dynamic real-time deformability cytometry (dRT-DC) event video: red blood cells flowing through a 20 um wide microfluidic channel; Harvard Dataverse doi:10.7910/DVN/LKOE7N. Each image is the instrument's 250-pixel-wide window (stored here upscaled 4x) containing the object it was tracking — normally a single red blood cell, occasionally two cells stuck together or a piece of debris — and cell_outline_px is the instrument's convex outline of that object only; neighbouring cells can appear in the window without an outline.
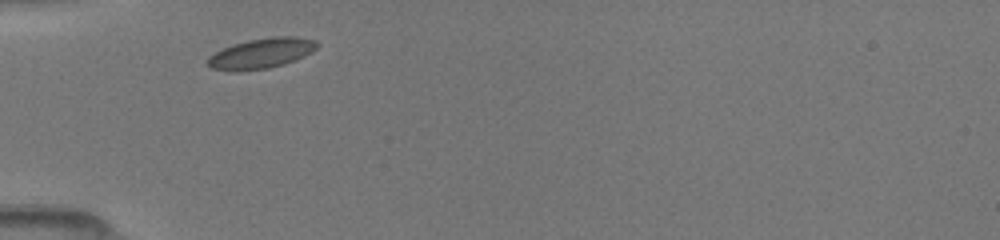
{"species": "common noctule bat (a hibernating species)", "species_latin": "Nyctalus noctula", "temperature_condition": "room temperature", "stored_images_in_passage": 2, "camera_frame_rate_fps": 3000, "um_per_image_px": 0.085, "animal": {"sex": "female", "body_mass_g": 19.5, "forearm_length_mm": 54.1}, "frame": {"image": 1, "passage_image": 1, "time_ms": 0.0, "image_size_px": [1000, 240], "cell_outline_px": [[320, 44], [312, 52], [304, 56], [284, 64], [268, 68], [240, 72], [232, 72], [212, 68], [208, 64], [208, 56], [232, 44], [248, 40], [272, 36], [296, 36], [316, 40]], "centroid_in_image_um": [22.23, 4.53], "position_along_channel_um": 62.8, "area_um2": 19.48}}
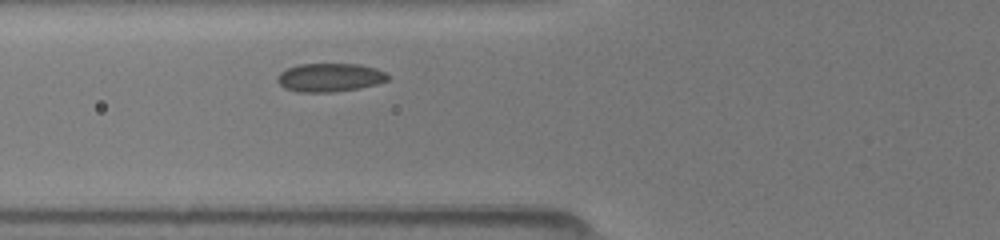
{"frame": {"image": 2, "passage_image": 2, "time_ms": 1.0, "image_size_px": [1000, 240], "cell_outline_px": [[388, 80], [376, 84], [360, 88], [332, 92], [296, 92], [284, 88], [276, 80], [276, 76], [280, 72], [296, 64], [360, 64], [376, 68], [384, 72], [388, 76]], "centroid_in_image_um": [27.99, 6.58], "position_along_channel_um": 97.8, "area_um2": 18.44}}